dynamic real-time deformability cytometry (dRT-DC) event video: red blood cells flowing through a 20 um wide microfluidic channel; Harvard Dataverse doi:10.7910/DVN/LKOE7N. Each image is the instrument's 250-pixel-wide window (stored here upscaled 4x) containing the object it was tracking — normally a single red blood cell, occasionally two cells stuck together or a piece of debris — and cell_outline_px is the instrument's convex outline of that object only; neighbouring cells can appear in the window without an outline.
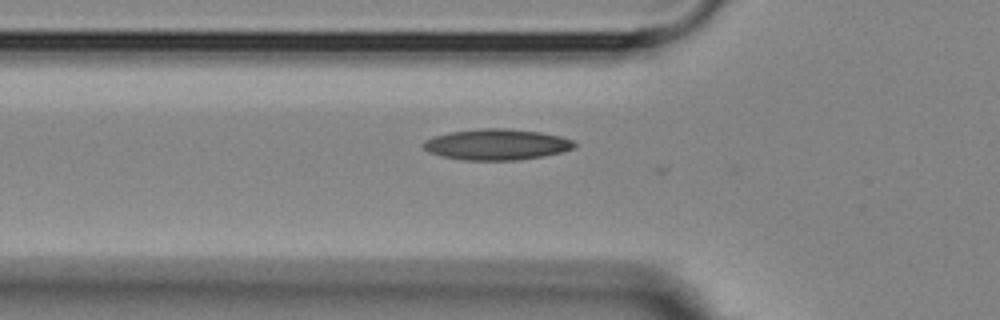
{"species": "Egyptian fruit bat (a non-hibernating species)", "species_latin": "Rousettus aegyptiacus", "temperature_condition": "room temperature", "stored_images_in_passage": 12, "camera_frame_rate_fps": 3000, "um_per_image_px": 0.085, "animal": {"sex": "female"}, "frame": {"image": 1, "passage_image": 2, "time_ms": 0.333, "image_size_px": [1000, 320], "cell_outline_px": [[576, 144], [572, 148], [560, 152], [544, 156], [520, 160], [464, 160], [444, 156], [428, 152], [420, 144], [424, 140], [432, 136], [448, 132], [480, 128], [508, 128], [540, 132], [560, 136], [572, 140]], "centroid_in_image_um": [42.17, 12.27], "position_along_channel_um": 83.6, "area_um2": 27.34}}
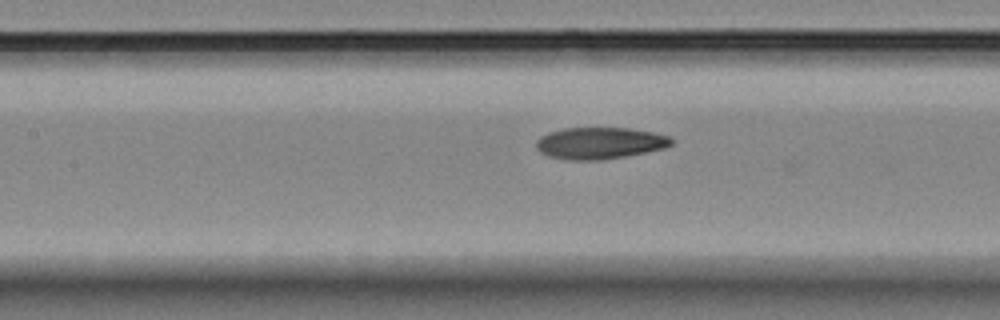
{"frame": {"image": 2, "passage_image": 8, "time_ms": 2.333, "image_size_px": [1000, 320], "cell_outline_px": [[676, 140], [672, 144], [664, 148], [624, 156], [600, 160], [564, 160], [548, 156], [540, 152], [536, 148], [536, 140], [540, 136], [548, 132], [564, 128], [628, 128], [652, 132], [672, 136]], "centroid_in_image_um": [50.97, 12.16], "position_along_channel_um": 156.4, "area_um2": 25.14}}
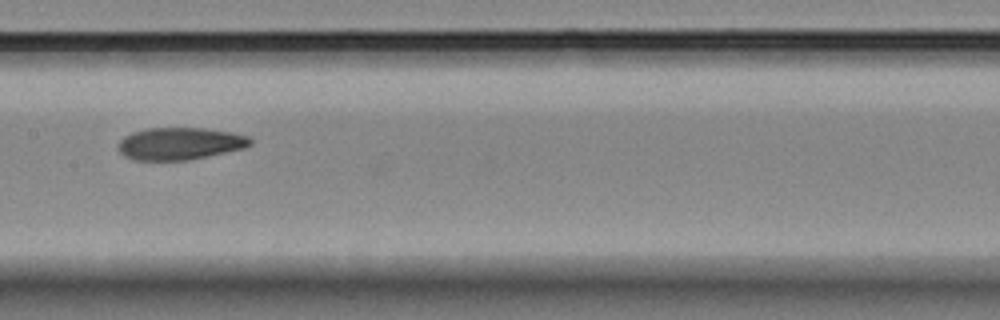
{"frame": {"image": 3, "passage_image": 11, "time_ms": 3.333, "image_size_px": [1000, 320], "cell_outline_px": [[252, 144], [244, 148], [188, 160], [136, 160], [124, 156], [120, 152], [120, 140], [124, 136], [132, 132], [144, 128], [204, 128], [232, 132], [248, 136], [252, 140]], "centroid_in_image_um": [15.3, 12.2], "position_along_channel_um": 192.1, "area_um2": 24.74}}